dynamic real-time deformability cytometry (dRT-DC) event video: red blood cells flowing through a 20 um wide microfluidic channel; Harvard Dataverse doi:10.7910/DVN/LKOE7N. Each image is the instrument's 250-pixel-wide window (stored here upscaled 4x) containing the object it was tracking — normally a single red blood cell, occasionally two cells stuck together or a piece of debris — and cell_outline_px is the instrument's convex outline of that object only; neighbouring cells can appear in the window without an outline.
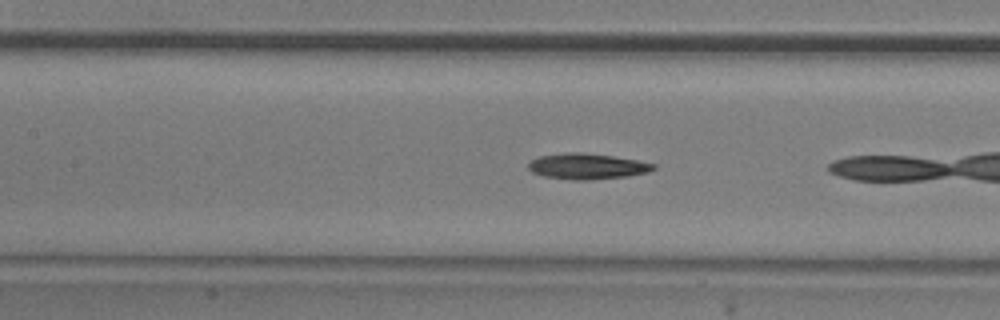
{"species": "common noctule bat (a hibernating species)", "species_latin": "Nyctalus noctula", "temperature_condition": "room temperature", "stored_images_in_passage": 8, "camera_frame_rate_fps": 3000, "um_per_image_px": 0.085, "animal": {"sex": "male", "body_mass_g": 20.5, "forearm_length_mm": 52.5}, "frame": {"image": 1, "passage_image": 7, "time_ms": 2.0, "image_size_px": [1000, 320], "cell_outline_px": [[656, 168], [648, 172], [628, 176], [592, 180], [576, 180], [544, 176], [532, 172], [528, 168], [528, 164], [532, 160], [540, 156], [568, 152], [580, 152], [612, 156], [636, 160], [656, 164]], "centroid_in_image_um": [49.92, 14.14], "position_along_channel_um": 157.5, "area_um2": 18.67}}